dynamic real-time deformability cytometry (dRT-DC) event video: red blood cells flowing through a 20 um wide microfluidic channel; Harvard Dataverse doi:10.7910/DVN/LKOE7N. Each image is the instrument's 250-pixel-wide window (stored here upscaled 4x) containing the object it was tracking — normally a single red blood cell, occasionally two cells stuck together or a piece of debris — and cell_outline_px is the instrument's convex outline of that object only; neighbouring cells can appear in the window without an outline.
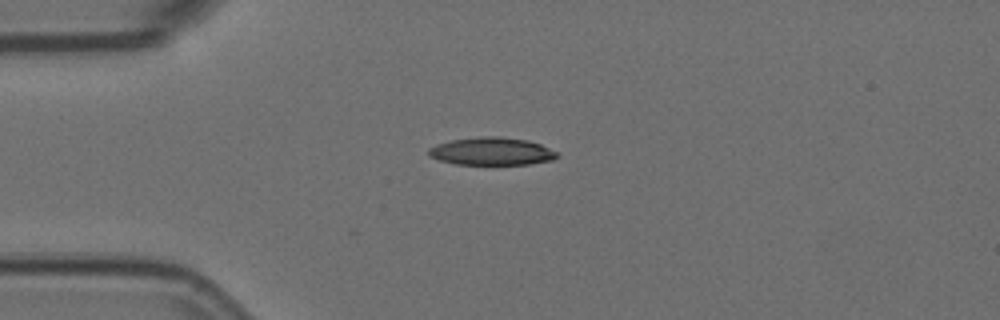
{"species": "Egyptian fruit bat (a non-hibernating species)", "species_latin": "Rousettus aegyptiacus", "temperature_condition": "room temperature", "stored_images_in_passage": 9, "camera_frame_rate_fps": 3000, "um_per_image_px": 0.085, "animal": {"sex": "female"}, "frame": {"image": 1, "passage_image": 4, "time_ms": 1.0, "image_size_px": [1000, 320], "cell_outline_px": [[560, 156], [552, 160], [528, 164], [456, 164], [440, 160], [428, 156], [428, 148], [436, 144], [452, 140], [480, 136], [500, 136], [528, 140], [540, 144], [560, 152]], "centroid_in_image_um": [41.82, 12.85], "position_along_channel_um": 43.2, "area_um2": 20.92}}
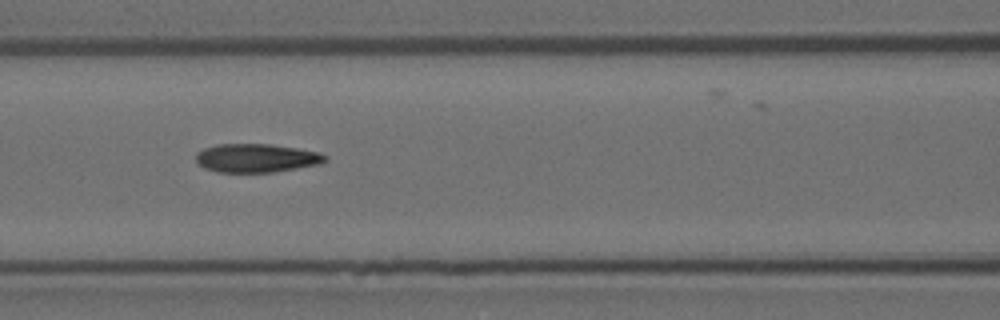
{"frame": {"image": 2, "passage_image": 7, "time_ms": 2.0, "image_size_px": [1000, 320], "cell_outline_px": [[328, 160], [320, 164], [272, 172], [216, 172], [204, 168], [196, 160], [196, 152], [204, 148], [216, 144], [272, 144], [320, 152], [328, 156]], "centroid_in_image_um": [21.8, 13.43], "position_along_channel_um": 144.8, "area_um2": 21.62}}
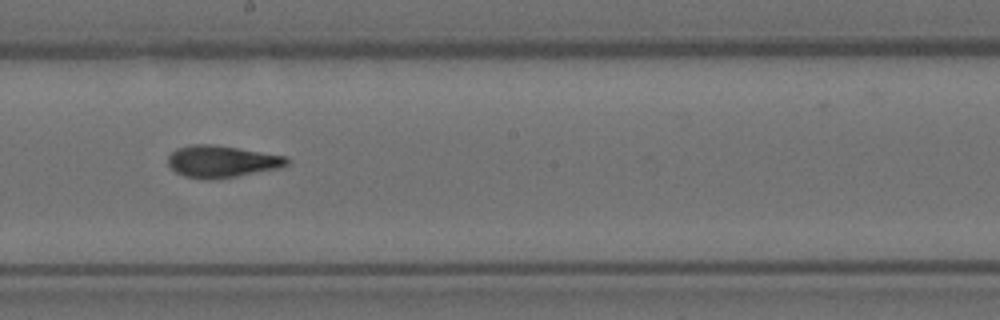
{"frame": {"image": 3, "passage_image": 9, "time_ms": 2.667, "image_size_px": [1000, 320], "cell_outline_px": [[288, 164], [280, 168], [236, 176], [212, 180], [204, 180], [184, 176], [176, 172], [168, 164], [168, 156], [176, 148], [192, 144], [212, 144], [288, 156]], "centroid_in_image_um": [18.84, 13.73], "position_along_channel_um": 229.4, "area_um2": 22.2}}